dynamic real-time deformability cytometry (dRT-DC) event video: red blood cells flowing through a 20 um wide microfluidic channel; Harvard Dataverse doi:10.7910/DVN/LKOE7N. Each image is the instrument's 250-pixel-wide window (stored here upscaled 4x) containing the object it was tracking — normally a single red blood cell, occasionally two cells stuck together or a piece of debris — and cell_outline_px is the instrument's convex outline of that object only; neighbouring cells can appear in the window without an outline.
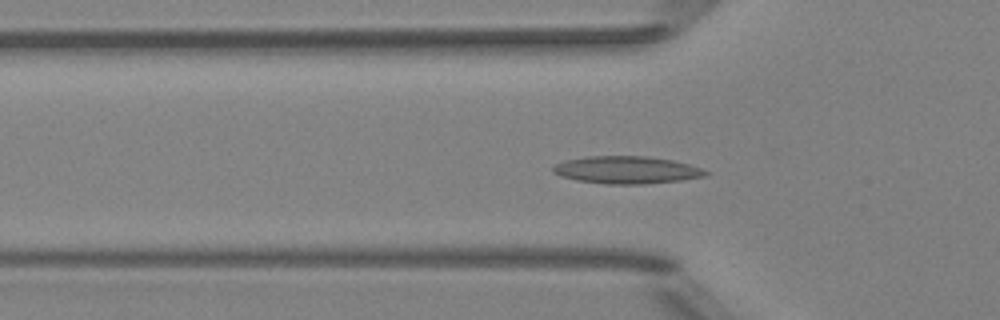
{"species": "Egyptian fruit bat (a non-hibernating species)", "species_latin": "Rousettus aegyptiacus", "temperature_condition": "room temperature", "stored_images_in_passage": 52, "segment_of_instrument_passage": [1, 2], "camera_frame_rate_fps": 3000, "um_per_image_px": 0.085, "animal": {"sex": "female"}, "frame": {"image": 1, "passage_image": 16, "time_ms": 5.0, "image_size_px": [1000, 320], "cell_outline_px": [[712, 172], [704, 176], [680, 180], [644, 184], [604, 184], [576, 180], [560, 176], [552, 172], [552, 168], [556, 164], [568, 160], [588, 156], [644, 156], [672, 160], [688, 164]], "centroid_in_image_um": [53.25, 14.45], "position_along_channel_um": 72.5, "area_um2": 24.28}}
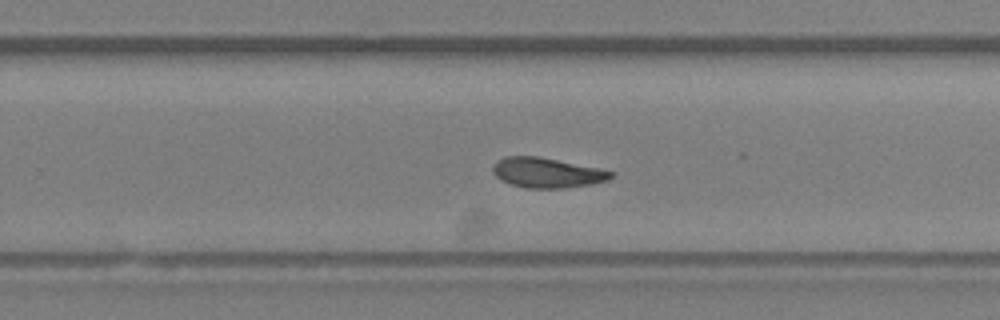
{"frame": {"image": 2, "passage_image": 32, "time_ms": 10.333, "image_size_px": [1000, 320], "cell_outline_px": [[616, 176], [608, 180], [592, 184], [564, 188], [524, 188], [508, 184], [500, 180], [492, 172], [492, 164], [496, 160], [504, 156], [536, 156], [600, 168], [616, 172]], "centroid_in_image_um": [46.48, 14.68], "position_along_channel_um": 283.3, "area_um2": 21.04}}
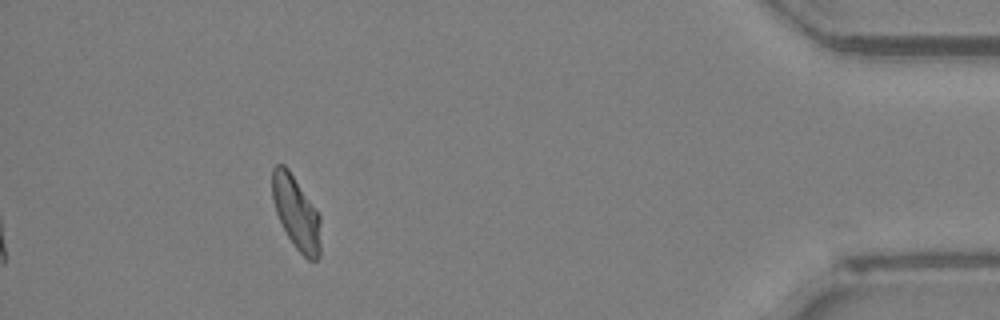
{"frame": {"image": 3, "passage_image": 46, "time_ms": 15.0, "image_size_px": [1000, 320], "cell_outline_px": [[320, 256], [316, 260], [308, 260], [296, 248], [288, 236], [276, 212], [272, 200], [272, 168], [276, 164], [284, 164], [288, 168], [320, 216]], "centroid_in_image_um": [25.17, 18.08], "position_along_channel_um": 410.0, "area_um2": 20.4}}